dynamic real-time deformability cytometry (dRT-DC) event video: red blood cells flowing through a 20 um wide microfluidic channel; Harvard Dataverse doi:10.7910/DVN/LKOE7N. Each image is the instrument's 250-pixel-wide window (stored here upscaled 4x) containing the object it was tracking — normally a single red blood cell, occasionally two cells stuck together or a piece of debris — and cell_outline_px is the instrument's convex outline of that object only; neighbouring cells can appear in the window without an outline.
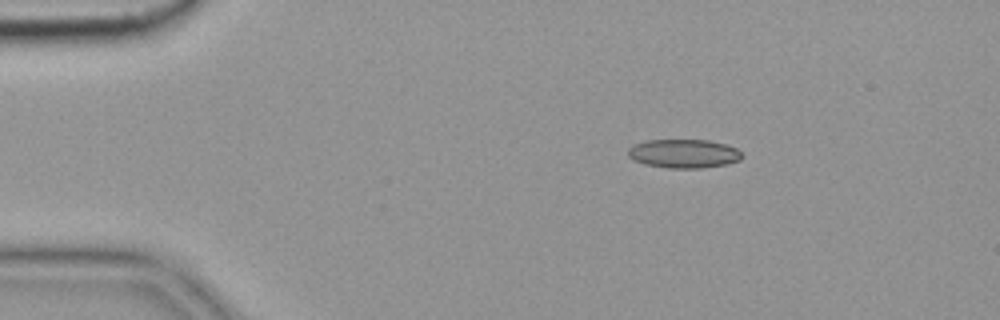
{"species": "common noctule bat (a hibernating species)", "species_latin": "Nyctalus noctula", "temperature_condition": "cold", "stored_images_in_passage": 4, "camera_frame_rate_fps": 3000, "um_per_image_px": 0.085, "animal": {"sex": "female", "body_mass_g": 19.9}, "frame": {"image": 1, "passage_image": 2, "time_ms": 0.333, "image_size_px": [1000, 320], "cell_outline_px": [[744, 156], [740, 160], [728, 164], [700, 168], [668, 168], [644, 164], [632, 160], [628, 156], [628, 148], [644, 140], [708, 140], [724, 144], [736, 148]], "centroid_in_image_um": [58.11, 13.06], "position_along_channel_um": 26.9, "area_um2": 19.19}}